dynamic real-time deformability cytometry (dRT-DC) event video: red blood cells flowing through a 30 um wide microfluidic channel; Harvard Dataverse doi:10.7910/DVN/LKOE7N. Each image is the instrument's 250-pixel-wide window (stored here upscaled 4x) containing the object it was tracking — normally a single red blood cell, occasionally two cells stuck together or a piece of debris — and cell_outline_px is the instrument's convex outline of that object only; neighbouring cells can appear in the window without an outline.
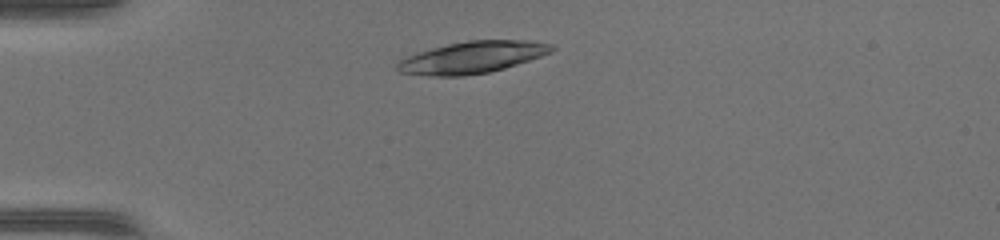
{"species": "common noctule bat (a hibernating species)", "species_latin": "Nyctalus noctula", "temperature_condition": "warm", "stored_images_in_passage": 42, "camera_frame_rate_fps": 3000, "um_per_image_px": 0.085, "animal": {"sex": "female", "body_mass_g": 17.0, "forearm_length_mm": 48.0}, "frame": {"image": 1, "passage_image": 6, "time_ms": 1.667, "image_size_px": [1000, 240], "cell_outline_px": [[556, 48], [552, 52], [504, 68], [488, 72], [464, 76], [428, 76], [400, 72], [396, 68], [396, 64], [400, 60], [408, 56], [432, 48], [448, 44], [468, 40], [528, 40], [552, 44]], "centroid_in_image_um": [40.14, 4.87], "position_along_channel_um": 44.9, "area_um2": 28.44}}
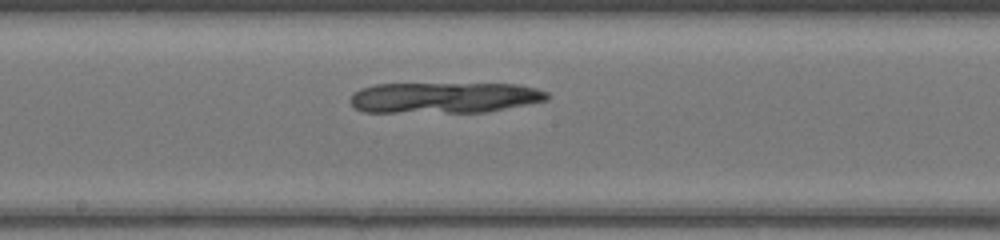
{"frame": {"image": 2, "passage_image": 20, "time_ms": 6.333, "image_size_px": [1000, 240], "cell_outline_px": [[548, 100], [488, 112], [364, 112], [356, 108], [348, 100], [352, 92], [360, 88], [376, 84], [520, 84], [536, 88], [548, 92]], "centroid_in_image_um": [37.75, 8.3], "position_along_channel_um": 210.4, "area_um2": 35.6}}
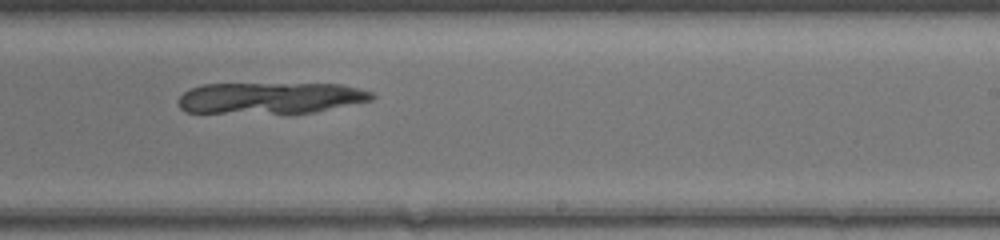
{"frame": {"image": 3, "passage_image": 24, "time_ms": 7.667, "image_size_px": [1000, 240], "cell_outline_px": [[376, 96], [372, 100], [312, 112], [184, 112], [180, 108], [180, 96], [188, 88], [204, 84], [340, 84], [372, 92]], "centroid_in_image_um": [22.97, 8.31], "position_along_channel_um": 266.0, "area_um2": 34.68}}